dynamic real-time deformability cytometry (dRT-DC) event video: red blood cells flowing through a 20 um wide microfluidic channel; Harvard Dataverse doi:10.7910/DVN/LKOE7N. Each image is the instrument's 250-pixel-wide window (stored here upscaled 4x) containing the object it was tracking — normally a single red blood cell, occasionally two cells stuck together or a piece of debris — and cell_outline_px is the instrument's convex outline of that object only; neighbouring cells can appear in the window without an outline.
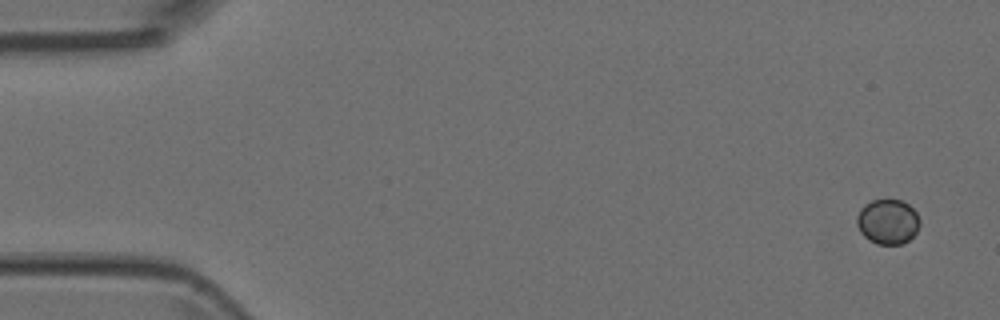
{"species": "Egyptian fruit bat (a non-hibernating species)", "species_latin": "Rousettus aegyptiacus", "temperature_condition": "room temperature", "stored_images_in_passage": 7, "camera_frame_rate_fps": 3000, "um_per_image_px": 0.085, "animal": {"sex": "female"}, "frame": {"image": 1, "passage_image": 1, "time_ms": 0.0, "image_size_px": [1000, 320], "cell_outline_px": [[920, 224], [916, 232], [908, 240], [900, 244], [876, 244], [868, 240], [860, 232], [856, 224], [856, 216], [860, 208], [864, 204], [872, 200], [904, 200], [916, 212], [920, 220]], "centroid_in_image_um": [75.43, 18.83], "position_along_channel_um": 9.6, "area_um2": 16.65}}
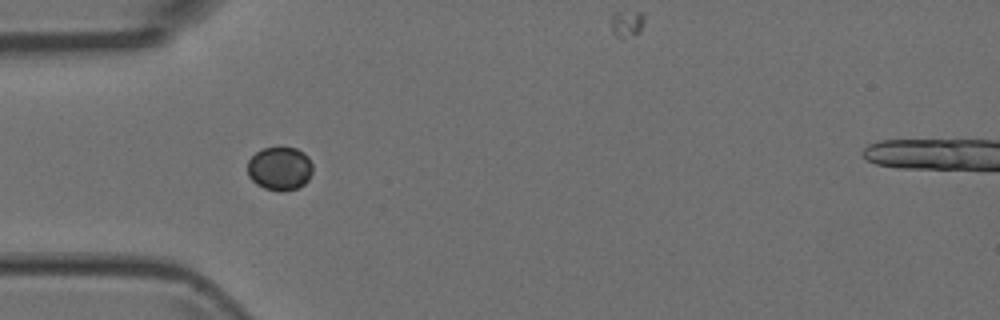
{"frame": {"image": 2, "passage_image": 5, "time_ms": 1.333, "image_size_px": [1000, 320], "cell_outline_px": [[312, 172], [308, 180], [304, 184], [296, 188], [280, 192], [264, 188], [256, 184], [248, 176], [248, 160], [256, 152], [264, 148], [296, 148], [304, 152], [308, 156], [312, 164]], "centroid_in_image_um": [23.78, 14.33], "position_along_channel_um": 61.2, "area_um2": 16.53}}
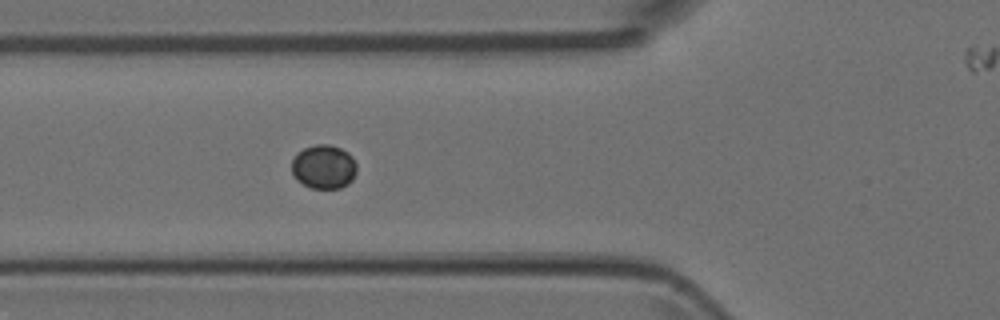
{"frame": {"image": 3, "passage_image": 6, "time_ms": 1.667, "image_size_px": [1000, 320], "cell_outline_px": [[356, 172], [352, 180], [348, 184], [340, 188], [312, 188], [296, 180], [292, 172], [292, 160], [296, 152], [304, 148], [316, 144], [328, 144], [340, 148], [348, 152], [352, 156], [356, 164]], "centroid_in_image_um": [27.51, 14.17], "position_along_channel_um": 98.3, "area_um2": 16.76}}